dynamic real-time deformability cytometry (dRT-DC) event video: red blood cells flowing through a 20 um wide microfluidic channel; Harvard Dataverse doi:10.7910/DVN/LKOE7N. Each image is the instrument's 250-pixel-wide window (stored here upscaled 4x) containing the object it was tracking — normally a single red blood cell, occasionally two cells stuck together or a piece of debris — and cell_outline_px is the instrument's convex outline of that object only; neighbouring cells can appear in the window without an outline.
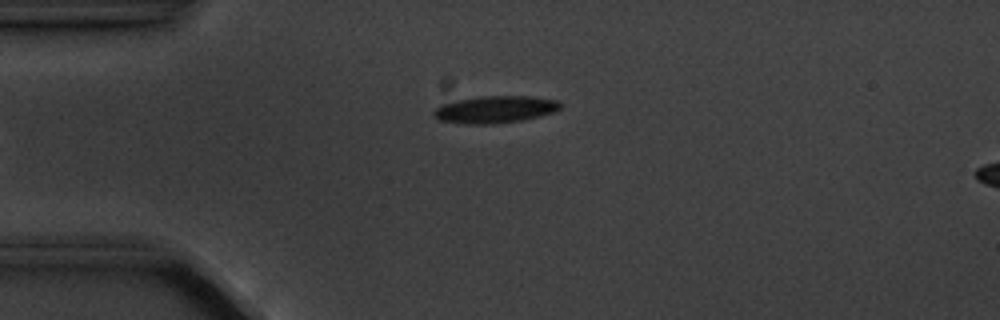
{"species": "common noctule bat (a hibernating species)", "species_latin": "Nyctalus noctula", "temperature_condition": "cold", "stored_images_in_passage": 3, "camera_frame_rate_fps": 3000, "um_per_image_px": 0.085, "animal": {"sex": "male", "body_mass_g": 20.1, "forearm_length_mm": 53.5}, "frame": {"image": 1, "passage_image": 3, "time_ms": 2.333, "image_size_px": [1000, 320], "cell_outline_px": [[560, 108], [556, 112], [540, 116], [520, 120], [492, 124], [464, 124], [440, 120], [432, 112], [436, 108], [444, 104], [456, 100], [480, 96], [528, 96], [556, 100], [560, 104]], "centroid_in_image_um": [42.09, 9.3], "position_along_channel_um": 42.9, "area_um2": 19.83}}